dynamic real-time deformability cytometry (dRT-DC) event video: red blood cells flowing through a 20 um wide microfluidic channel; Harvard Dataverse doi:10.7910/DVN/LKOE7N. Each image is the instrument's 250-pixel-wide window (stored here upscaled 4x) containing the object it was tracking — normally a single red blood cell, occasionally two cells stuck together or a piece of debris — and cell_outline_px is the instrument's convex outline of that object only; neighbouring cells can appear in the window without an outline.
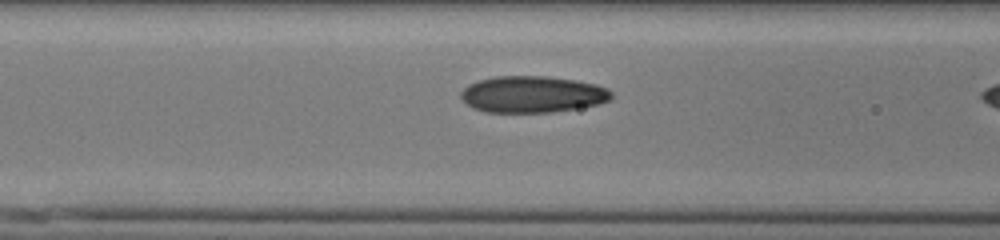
{"species": "human", "species_latin": "Homo sapiens", "temperature_condition": "cold", "stored_images_in_passage": 18, "camera_frame_rate_fps": 3000, "um_per_image_px": 0.085, "donor": {"sex": "male"}, "frame": {"image": 1, "passage_image": 17, "time_ms": 5.333, "image_size_px": [1000, 240], "cell_outline_px": [[612, 96], [608, 100], [596, 104], [548, 112], [488, 112], [472, 108], [460, 96], [460, 92], [468, 84], [480, 80], [496, 76], [548, 76], [576, 80], [596, 84], [608, 88], [612, 92]], "centroid_in_image_um": [45.23, 8.0], "position_along_channel_um": 121.4, "area_um2": 31.79}}